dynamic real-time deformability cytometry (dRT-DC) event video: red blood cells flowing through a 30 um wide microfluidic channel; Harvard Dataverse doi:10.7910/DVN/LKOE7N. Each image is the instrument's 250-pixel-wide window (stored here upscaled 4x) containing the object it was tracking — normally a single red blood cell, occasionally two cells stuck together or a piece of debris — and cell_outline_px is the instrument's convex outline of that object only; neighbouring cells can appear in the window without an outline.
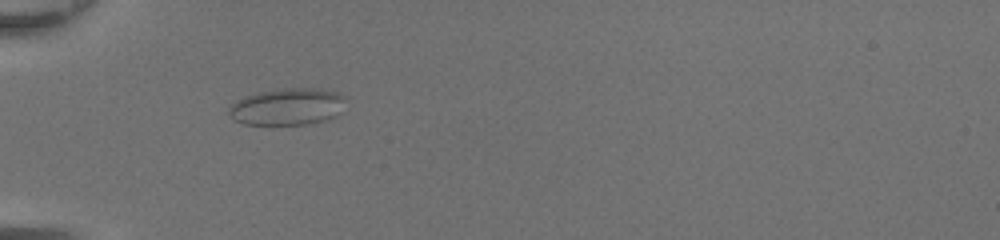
{"species": "common noctule bat (a hibernating species)", "species_latin": "Nyctalus noctula", "temperature_condition": "room temperature", "stored_images_in_passage": 33, "camera_frame_rate_fps": 3000, "um_per_image_px": 0.085, "animal": {"sex": "female", "body_mass_g": 20.0, "forearm_length_mm": 54.0}, "frame": {"image": 1, "passage_image": 1, "time_ms": 0.0, "image_size_px": [1000, 240], "cell_outline_px": [[348, 100], [340, 112], [324, 120], [308, 124], [244, 124], [236, 120], [228, 112], [228, 108], [236, 100], [244, 96], [260, 92], [284, 88], [320, 88], [340, 92]], "centroid_in_image_um": [24.47, 9.04], "position_along_channel_um": 60.5, "area_um2": 25.14}}
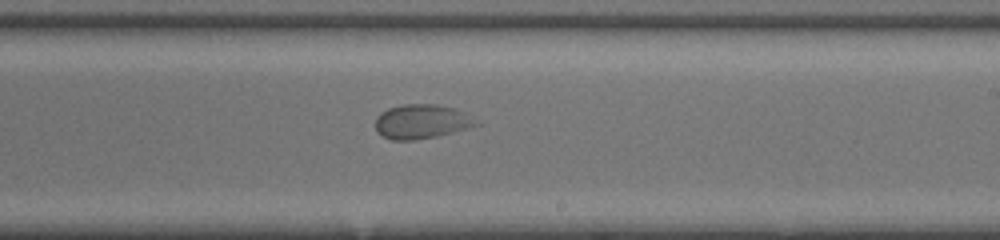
{"frame": {"image": 2, "passage_image": 15, "time_ms": 4.667, "image_size_px": [1000, 240], "cell_outline_px": [[480, 124], [452, 132], [436, 136], [412, 140], [392, 140], [376, 132], [376, 116], [380, 112], [388, 108], [400, 104], [436, 104], [456, 108], [464, 112]], "centroid_in_image_um": [35.78, 10.32], "position_along_channel_um": 253.2, "area_um2": 20.06}}
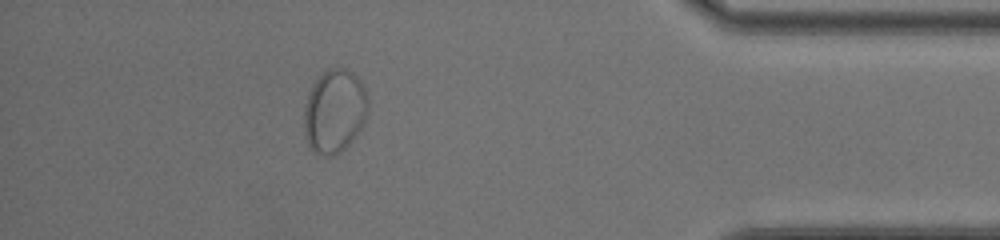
{"frame": {"image": 3, "passage_image": 28, "time_ms": 9.0, "image_size_px": [1000, 240], "cell_outline_px": [[368, 112], [364, 124], [352, 140], [340, 152], [328, 156], [316, 152], [308, 144], [304, 132], [304, 104], [308, 92], [312, 84], [328, 68], [344, 68], [352, 72], [360, 80], [364, 88], [368, 100]], "centroid_in_image_um": [28.43, 9.43], "position_along_channel_um": 406.8, "area_um2": 31.15}}